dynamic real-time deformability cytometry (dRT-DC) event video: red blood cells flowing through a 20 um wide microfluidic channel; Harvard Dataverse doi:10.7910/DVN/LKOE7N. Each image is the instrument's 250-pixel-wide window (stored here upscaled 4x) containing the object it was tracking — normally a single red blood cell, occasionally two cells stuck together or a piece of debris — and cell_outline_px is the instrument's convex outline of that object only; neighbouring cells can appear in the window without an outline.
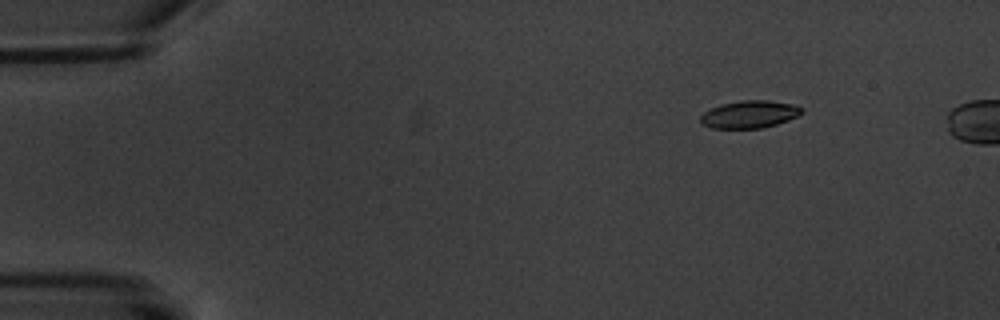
{"species": "common noctule bat (a hibernating species)", "species_latin": "Nyctalus noctula", "temperature_condition": "warm", "stored_images_in_passage": 6, "camera_frame_rate_fps": 3000, "um_per_image_px": 0.085, "animal": {"sex": "male", "body_mass_g": 20.1, "forearm_length_mm": 53.5}, "frame": {"image": 1, "passage_image": 2, "time_ms": 2.0, "image_size_px": [1000, 320], "cell_outline_px": [[804, 112], [788, 120], [764, 128], [712, 128], [704, 124], [700, 120], [700, 116], [704, 112], [720, 104], [740, 100], [768, 100], [792, 104], [804, 108]], "centroid_in_image_um": [63.72, 9.71], "position_along_channel_um": 21.3, "area_um2": 16.18}}